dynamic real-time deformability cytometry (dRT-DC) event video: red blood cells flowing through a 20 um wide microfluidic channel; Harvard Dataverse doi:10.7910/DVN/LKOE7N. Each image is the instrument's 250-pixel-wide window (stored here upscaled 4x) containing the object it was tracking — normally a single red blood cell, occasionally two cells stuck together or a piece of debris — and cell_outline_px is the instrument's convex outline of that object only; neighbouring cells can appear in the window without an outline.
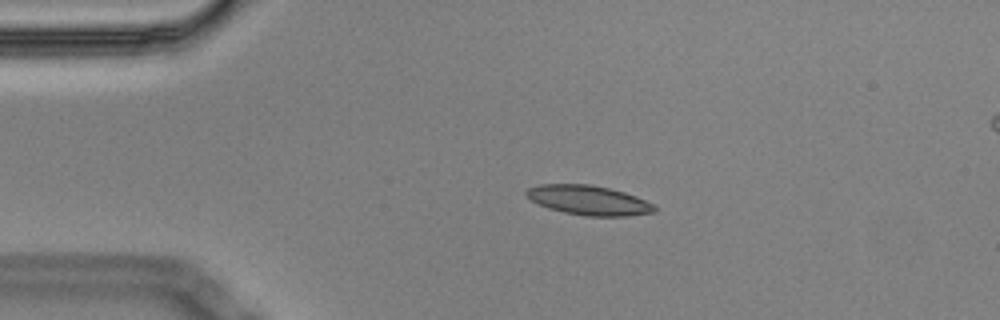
{"species": "Egyptian fruit bat (a non-hibernating species)", "species_latin": "Rousettus aegyptiacus", "temperature_condition": "cold", "stored_images_in_passage": 6, "segment_of_instrument_passage": [1, 2], "camera_frame_rate_fps": 3000, "um_per_image_px": 0.085, "animal": {"sex": "male"}, "frame": {"image": 1, "passage_image": 4, "time_ms": 1.0, "image_size_px": [1000, 320], "cell_outline_px": [[656, 212], [628, 216], [584, 216], [564, 212], [548, 208], [532, 200], [524, 192], [528, 188], [540, 184], [592, 184], [624, 192], [636, 196], [656, 204]], "centroid_in_image_um": [50.08, 17.02], "position_along_channel_um": 34.9, "area_um2": 22.14}}